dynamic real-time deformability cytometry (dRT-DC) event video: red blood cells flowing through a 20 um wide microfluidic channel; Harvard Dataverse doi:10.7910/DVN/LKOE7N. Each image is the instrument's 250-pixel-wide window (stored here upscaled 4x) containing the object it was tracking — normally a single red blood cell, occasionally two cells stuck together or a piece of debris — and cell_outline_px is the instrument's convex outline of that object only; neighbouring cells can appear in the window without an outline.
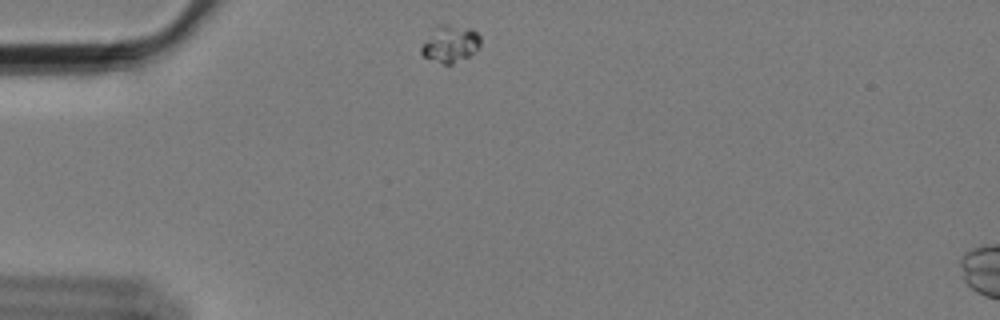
{"species": "Egyptian fruit bat (a non-hibernating species)", "species_latin": "Rousettus aegyptiacus", "temperature_condition": "cold", "stored_images_in_passage": 48, "camera_frame_rate_fps": 3000, "um_per_image_px": 0.085, "animal": {"sex": "female"}, "frame": {"image": 1, "passage_image": 1, "time_ms": 0.0, "image_size_px": [1000, 320], "cell_outline_px": [[480, 48], [468, 56], [452, 64], [444, 64], [424, 56], [420, 52], [420, 48], [436, 28], [440, 24], [444, 24], [472, 28], [480, 36]], "centroid_in_image_um": [38.32, 3.73], "position_along_channel_um": 46.7, "area_um2": 12.43}}
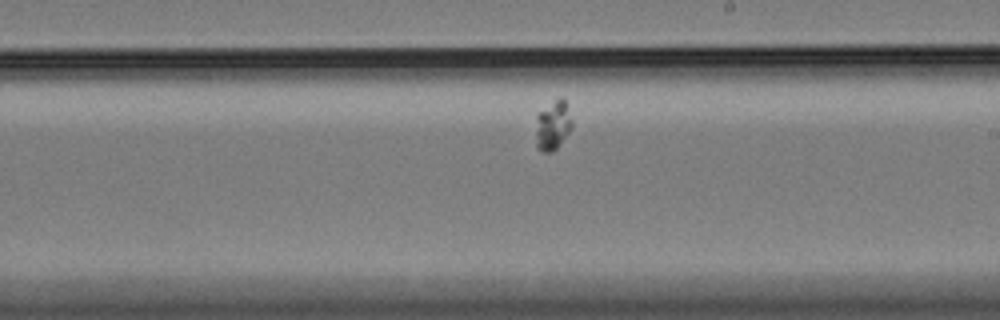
{"frame": {"image": 2, "passage_image": 22, "time_ms": 7.0, "image_size_px": [1000, 320], "cell_outline_px": [[572, 128], [560, 144], [552, 152], [540, 152], [536, 148], [536, 116], [540, 112], [560, 96], [564, 96], [572, 120]], "centroid_in_image_um": [47.0, 10.67], "position_along_channel_um": 242.0, "area_um2": 10.52}}
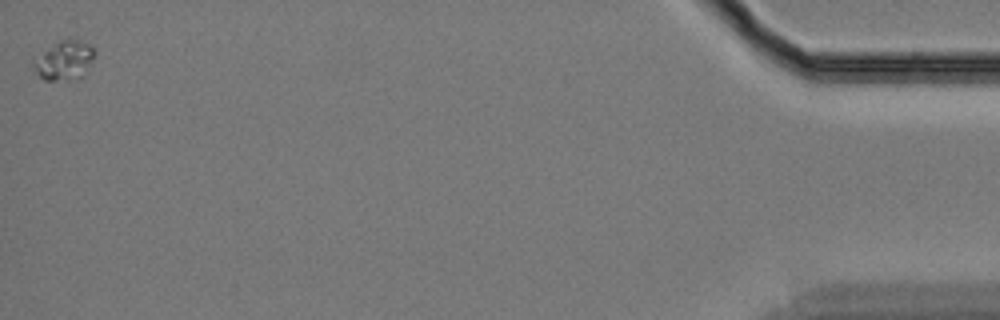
{"frame": {"image": 3, "passage_image": 48, "time_ms": 15.667, "image_size_px": [1000, 320], "cell_outline_px": [[96, 56], [88, 72], [84, 76], [76, 80], [44, 80], [28, 68], [32, 60], [60, 40], [80, 40], [96, 48]], "centroid_in_image_um": [5.48, 5.18], "position_along_channel_um": 429.7, "area_um2": 14.57}}